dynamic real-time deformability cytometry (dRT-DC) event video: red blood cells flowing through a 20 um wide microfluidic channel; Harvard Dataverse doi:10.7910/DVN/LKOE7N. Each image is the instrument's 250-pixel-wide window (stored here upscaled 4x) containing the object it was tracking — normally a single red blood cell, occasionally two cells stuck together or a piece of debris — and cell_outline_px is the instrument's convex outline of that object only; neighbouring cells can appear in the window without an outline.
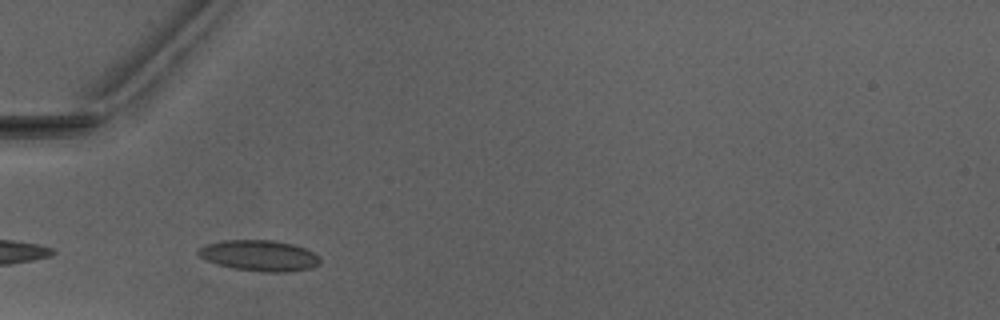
{"species": "Egyptian fruit bat (a non-hibernating species)", "species_latin": "Rousettus aegyptiacus", "temperature_condition": "warm", "stored_images_in_passage": 4, "camera_frame_rate_fps": 3000, "um_per_image_px": 0.085, "animal": {"sex": "male"}, "frame": {"image": 1, "passage_image": 2, "time_ms": 0.333, "image_size_px": [1000, 320], "cell_outline_px": [[320, 264], [312, 268], [288, 272], [264, 272], [232, 268], [208, 260], [200, 256], [196, 252], [196, 248], [204, 244], [224, 240], [272, 240], [292, 244], [304, 248], [320, 256]], "centroid_in_image_um": [22.05, 21.72], "position_along_channel_um": 63.0, "area_um2": 21.96}}